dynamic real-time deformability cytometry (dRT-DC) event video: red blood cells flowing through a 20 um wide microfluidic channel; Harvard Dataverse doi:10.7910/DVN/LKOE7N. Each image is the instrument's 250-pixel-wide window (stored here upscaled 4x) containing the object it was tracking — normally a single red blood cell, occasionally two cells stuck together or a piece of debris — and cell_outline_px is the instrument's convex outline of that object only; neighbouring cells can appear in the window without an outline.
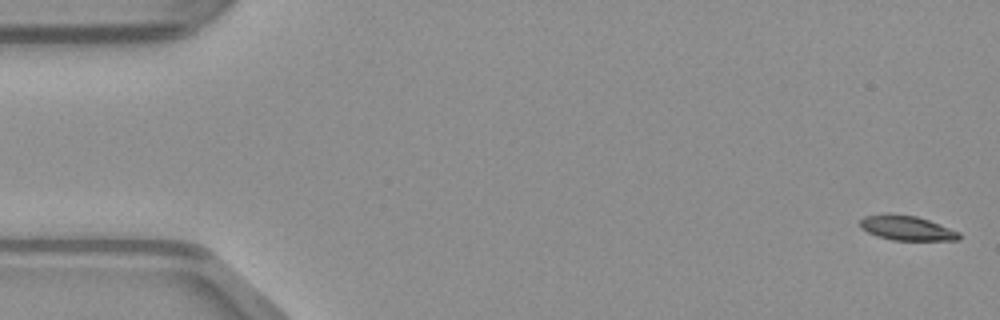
{"species": "common noctule bat (a hibernating species)", "species_latin": "Nyctalus noctula", "temperature_condition": "warm", "stored_images_in_passage": 49, "camera_frame_rate_fps": 3000, "um_per_image_px": 0.085, "animal": {"sex": "male", "body_mass_g": 23.1, "forearm_length_mm": 52.7}, "frame": {"image": 1, "passage_image": 1, "time_ms": 0.0, "image_size_px": [1000, 320], "cell_outline_px": [[960, 240], [892, 240], [876, 236], [860, 228], [860, 220], [864, 216], [888, 212], [916, 216], [940, 224], [960, 232]], "centroid_in_image_um": [77.04, 19.37], "position_along_channel_um": 8.0, "area_um2": 14.45}}
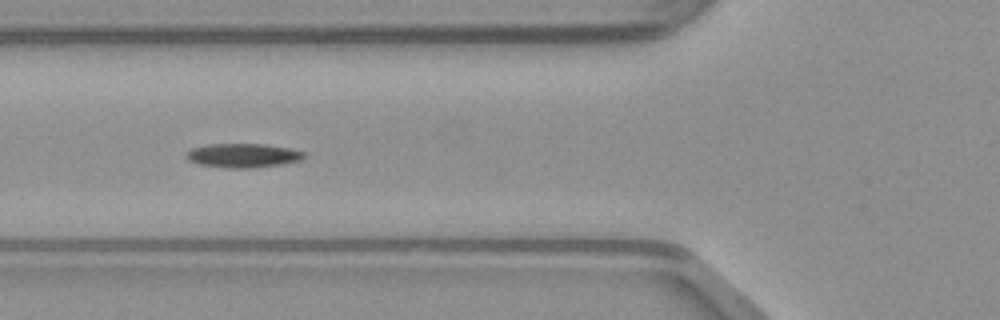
{"frame": {"image": 2, "passage_image": 18, "time_ms": 5.667, "image_size_px": [1000, 320], "cell_outline_px": [[308, 156], [300, 160], [284, 164], [252, 168], [224, 168], [196, 164], [188, 160], [184, 156], [192, 148], [208, 144], [264, 144], [288, 148], [304, 152]], "centroid_in_image_um": [20.64, 13.23], "position_along_channel_um": 105.2, "area_um2": 16.7}}
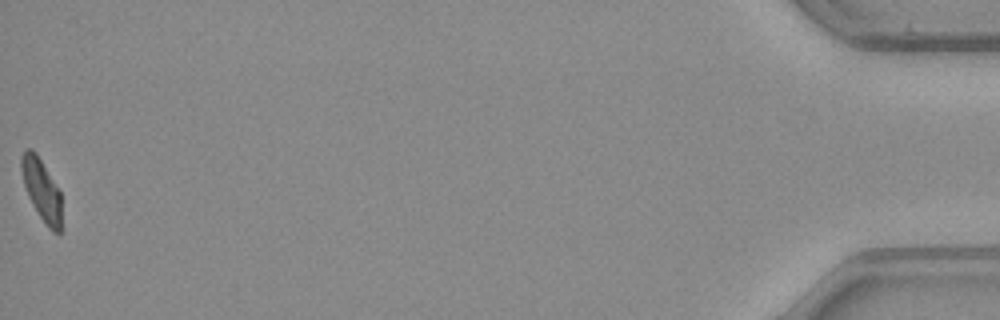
{"frame": {"image": 3, "passage_image": 49, "time_ms": 16.0, "image_size_px": [1000, 320], "cell_outline_px": [[60, 236], [52, 232], [48, 228], [32, 204], [28, 196], [24, 184], [20, 168], [20, 156], [24, 148], [32, 148], [36, 152], [60, 192]], "centroid_in_image_um": [3.5, 16.1], "position_along_channel_um": 431.7, "area_um2": 14.39}}